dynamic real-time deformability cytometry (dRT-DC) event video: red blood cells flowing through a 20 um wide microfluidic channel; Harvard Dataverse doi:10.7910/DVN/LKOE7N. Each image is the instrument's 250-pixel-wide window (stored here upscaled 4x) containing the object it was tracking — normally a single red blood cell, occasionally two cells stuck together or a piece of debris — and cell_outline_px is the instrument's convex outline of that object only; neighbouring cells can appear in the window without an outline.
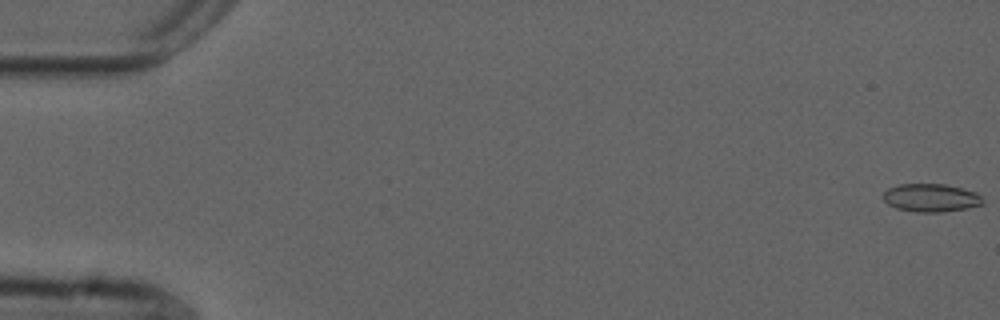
{"species": "common noctule bat (a hibernating species)", "species_latin": "Nyctalus noctula", "temperature_condition": "cold", "stored_images_in_passage": 23, "camera_frame_rate_fps": 3000, "um_per_image_px": 0.085, "animal": {"sex": "male", "forearm_length_mm": 52.5}, "frame": {"image": 1, "passage_image": 1, "time_ms": 0.0, "image_size_px": [1000, 320], "cell_outline_px": [[984, 204], [968, 208], [940, 212], [916, 212], [896, 208], [888, 204], [884, 200], [884, 192], [888, 188], [900, 184], [944, 184], [976, 192], [984, 200]], "centroid_in_image_um": [79.14, 16.82], "position_along_channel_um": 5.9, "area_um2": 16.24}}
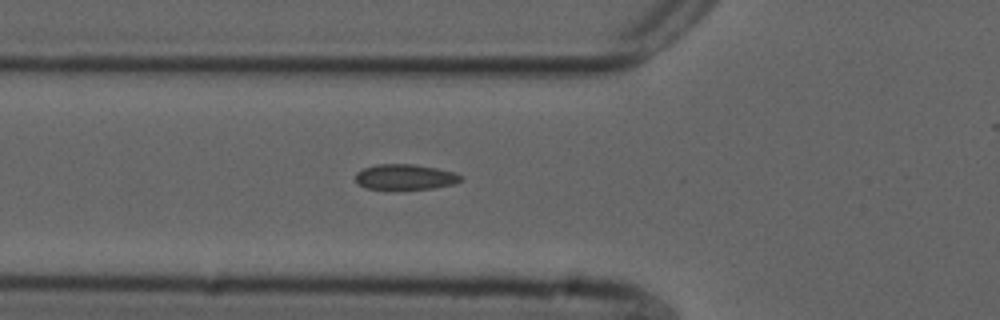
{"frame": {"image": 2, "passage_image": 20, "time_ms": 6.333, "image_size_px": [1000, 320], "cell_outline_px": [[464, 180], [452, 184], [432, 188], [396, 192], [388, 192], [368, 188], [360, 184], [356, 180], [356, 172], [364, 168], [376, 164], [412, 164], [436, 168], [452, 172], [464, 176]], "centroid_in_image_um": [34.42, 15.09], "position_along_channel_um": 91.4, "area_um2": 16.24}}
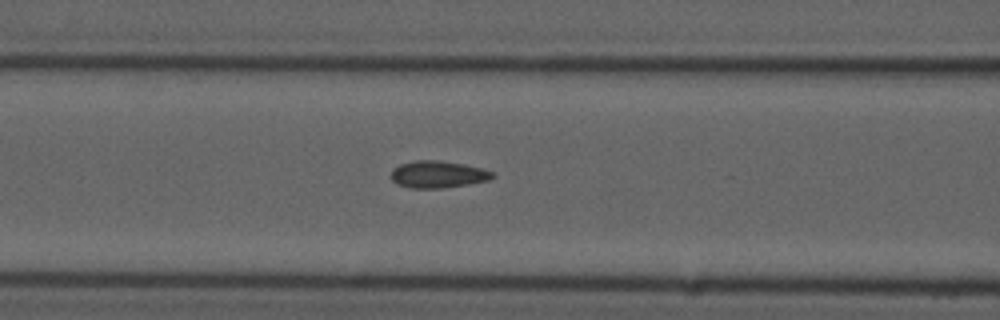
{"frame": {"image": 3, "passage_image": 23, "time_ms": 7.333, "image_size_px": [1000, 320], "cell_outline_px": [[496, 176], [488, 180], [468, 184], [440, 188], [408, 188], [396, 184], [392, 180], [392, 168], [400, 164], [416, 160], [436, 160], [464, 164], [484, 168], [496, 172]], "centroid_in_image_um": [37.25, 14.82], "position_along_channel_um": 129.4, "area_um2": 16.13}}